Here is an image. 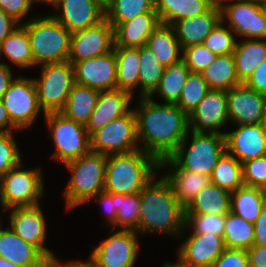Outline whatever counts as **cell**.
Returning a JSON list of instances; mask_svg holds the SVG:
<instances>
[{"instance_id":"cell-1","label":"cell","mask_w":266,"mask_h":267,"mask_svg":"<svg viewBox=\"0 0 266 267\" xmlns=\"http://www.w3.org/2000/svg\"><path fill=\"white\" fill-rule=\"evenodd\" d=\"M137 98L138 106L133 111L139 148L158 161L170 157L190 131L188 115L176 104Z\"/></svg>"},{"instance_id":"cell-2","label":"cell","mask_w":266,"mask_h":267,"mask_svg":"<svg viewBox=\"0 0 266 267\" xmlns=\"http://www.w3.org/2000/svg\"><path fill=\"white\" fill-rule=\"evenodd\" d=\"M140 203V221L135 229L139 236L159 233L180 238L184 234V207L164 176L159 179L155 176L143 188Z\"/></svg>"},{"instance_id":"cell-3","label":"cell","mask_w":266,"mask_h":267,"mask_svg":"<svg viewBox=\"0 0 266 267\" xmlns=\"http://www.w3.org/2000/svg\"><path fill=\"white\" fill-rule=\"evenodd\" d=\"M159 170V161L141 149L107 155L104 191L122 195L140 193Z\"/></svg>"},{"instance_id":"cell-4","label":"cell","mask_w":266,"mask_h":267,"mask_svg":"<svg viewBox=\"0 0 266 267\" xmlns=\"http://www.w3.org/2000/svg\"><path fill=\"white\" fill-rule=\"evenodd\" d=\"M188 139L191 141L190 145L187 143ZM225 151L224 134L189 131L176 151L159 161V169H186L211 176L218 159Z\"/></svg>"},{"instance_id":"cell-5","label":"cell","mask_w":266,"mask_h":267,"mask_svg":"<svg viewBox=\"0 0 266 267\" xmlns=\"http://www.w3.org/2000/svg\"><path fill=\"white\" fill-rule=\"evenodd\" d=\"M29 19L21 25L29 36L34 67L68 61L71 44L68 29L49 14Z\"/></svg>"},{"instance_id":"cell-6","label":"cell","mask_w":266,"mask_h":267,"mask_svg":"<svg viewBox=\"0 0 266 267\" xmlns=\"http://www.w3.org/2000/svg\"><path fill=\"white\" fill-rule=\"evenodd\" d=\"M107 155L90 151L64 166L71 172L63 192L68 211L87 203L98 193L104 192Z\"/></svg>"},{"instance_id":"cell-7","label":"cell","mask_w":266,"mask_h":267,"mask_svg":"<svg viewBox=\"0 0 266 267\" xmlns=\"http://www.w3.org/2000/svg\"><path fill=\"white\" fill-rule=\"evenodd\" d=\"M21 162L0 178V205L2 210L38 205L44 193L43 172L39 168L24 169Z\"/></svg>"},{"instance_id":"cell-8","label":"cell","mask_w":266,"mask_h":267,"mask_svg":"<svg viewBox=\"0 0 266 267\" xmlns=\"http://www.w3.org/2000/svg\"><path fill=\"white\" fill-rule=\"evenodd\" d=\"M40 66V77L33 78L39 106L43 115L59 113L65 107L75 83L74 66L69 61Z\"/></svg>"},{"instance_id":"cell-9","label":"cell","mask_w":266,"mask_h":267,"mask_svg":"<svg viewBox=\"0 0 266 267\" xmlns=\"http://www.w3.org/2000/svg\"><path fill=\"white\" fill-rule=\"evenodd\" d=\"M42 116L55 147L52 159L64 165L91 151L90 135L84 125L66 118L60 112Z\"/></svg>"},{"instance_id":"cell-10","label":"cell","mask_w":266,"mask_h":267,"mask_svg":"<svg viewBox=\"0 0 266 267\" xmlns=\"http://www.w3.org/2000/svg\"><path fill=\"white\" fill-rule=\"evenodd\" d=\"M221 20L236 37L266 39V5L255 0H230L220 6ZM228 20V21H227Z\"/></svg>"},{"instance_id":"cell-11","label":"cell","mask_w":266,"mask_h":267,"mask_svg":"<svg viewBox=\"0 0 266 267\" xmlns=\"http://www.w3.org/2000/svg\"><path fill=\"white\" fill-rule=\"evenodd\" d=\"M138 144L133 108L90 136L91 151L103 155L131 153L140 149Z\"/></svg>"},{"instance_id":"cell-12","label":"cell","mask_w":266,"mask_h":267,"mask_svg":"<svg viewBox=\"0 0 266 267\" xmlns=\"http://www.w3.org/2000/svg\"><path fill=\"white\" fill-rule=\"evenodd\" d=\"M11 122L19 129L30 128L41 110L33 78L16 77L1 97Z\"/></svg>"},{"instance_id":"cell-13","label":"cell","mask_w":266,"mask_h":267,"mask_svg":"<svg viewBox=\"0 0 266 267\" xmlns=\"http://www.w3.org/2000/svg\"><path fill=\"white\" fill-rule=\"evenodd\" d=\"M135 230L116 231L91 251L89 259L96 267H134L139 249Z\"/></svg>"},{"instance_id":"cell-14","label":"cell","mask_w":266,"mask_h":267,"mask_svg":"<svg viewBox=\"0 0 266 267\" xmlns=\"http://www.w3.org/2000/svg\"><path fill=\"white\" fill-rule=\"evenodd\" d=\"M41 205L13 207L6 211L9 215V226L25 242L36 246L51 262L54 260L53 253L45 245L47 223Z\"/></svg>"},{"instance_id":"cell-15","label":"cell","mask_w":266,"mask_h":267,"mask_svg":"<svg viewBox=\"0 0 266 267\" xmlns=\"http://www.w3.org/2000/svg\"><path fill=\"white\" fill-rule=\"evenodd\" d=\"M115 45L114 28L104 19L99 24L71 34L68 61L76 62L109 53Z\"/></svg>"},{"instance_id":"cell-16","label":"cell","mask_w":266,"mask_h":267,"mask_svg":"<svg viewBox=\"0 0 266 267\" xmlns=\"http://www.w3.org/2000/svg\"><path fill=\"white\" fill-rule=\"evenodd\" d=\"M188 117L190 131L225 134L221 130L229 122L226 91L210 90Z\"/></svg>"},{"instance_id":"cell-17","label":"cell","mask_w":266,"mask_h":267,"mask_svg":"<svg viewBox=\"0 0 266 267\" xmlns=\"http://www.w3.org/2000/svg\"><path fill=\"white\" fill-rule=\"evenodd\" d=\"M73 66L75 83L99 91L116 89L117 60L114 50L76 62Z\"/></svg>"},{"instance_id":"cell-18","label":"cell","mask_w":266,"mask_h":267,"mask_svg":"<svg viewBox=\"0 0 266 267\" xmlns=\"http://www.w3.org/2000/svg\"><path fill=\"white\" fill-rule=\"evenodd\" d=\"M50 14L72 34L93 27L105 19V9L95 0H59Z\"/></svg>"},{"instance_id":"cell-19","label":"cell","mask_w":266,"mask_h":267,"mask_svg":"<svg viewBox=\"0 0 266 267\" xmlns=\"http://www.w3.org/2000/svg\"><path fill=\"white\" fill-rule=\"evenodd\" d=\"M228 118L233 125L258 124L261 122L266 96L247 87L244 83L226 91Z\"/></svg>"},{"instance_id":"cell-20","label":"cell","mask_w":266,"mask_h":267,"mask_svg":"<svg viewBox=\"0 0 266 267\" xmlns=\"http://www.w3.org/2000/svg\"><path fill=\"white\" fill-rule=\"evenodd\" d=\"M236 126V130L224 134L226 152L241 164L265 156L266 131L260 123Z\"/></svg>"},{"instance_id":"cell-21","label":"cell","mask_w":266,"mask_h":267,"mask_svg":"<svg viewBox=\"0 0 266 267\" xmlns=\"http://www.w3.org/2000/svg\"><path fill=\"white\" fill-rule=\"evenodd\" d=\"M225 249L223 236L190 233L179 246L176 257L187 265L212 267Z\"/></svg>"},{"instance_id":"cell-22","label":"cell","mask_w":266,"mask_h":267,"mask_svg":"<svg viewBox=\"0 0 266 267\" xmlns=\"http://www.w3.org/2000/svg\"><path fill=\"white\" fill-rule=\"evenodd\" d=\"M0 256L20 267H50L51 261L10 228H0Z\"/></svg>"},{"instance_id":"cell-23","label":"cell","mask_w":266,"mask_h":267,"mask_svg":"<svg viewBox=\"0 0 266 267\" xmlns=\"http://www.w3.org/2000/svg\"><path fill=\"white\" fill-rule=\"evenodd\" d=\"M133 96L123 90L113 89L100 91L97 104L85 128L91 136L97 130L106 126L110 121L127 114Z\"/></svg>"},{"instance_id":"cell-24","label":"cell","mask_w":266,"mask_h":267,"mask_svg":"<svg viewBox=\"0 0 266 267\" xmlns=\"http://www.w3.org/2000/svg\"><path fill=\"white\" fill-rule=\"evenodd\" d=\"M220 21V6L213 5L207 12L175 21L171 26L183 49L191 45L203 44L205 38Z\"/></svg>"},{"instance_id":"cell-25","label":"cell","mask_w":266,"mask_h":267,"mask_svg":"<svg viewBox=\"0 0 266 267\" xmlns=\"http://www.w3.org/2000/svg\"><path fill=\"white\" fill-rule=\"evenodd\" d=\"M160 24L157 12L139 14L114 29L115 45L124 48L146 46L147 39Z\"/></svg>"},{"instance_id":"cell-26","label":"cell","mask_w":266,"mask_h":267,"mask_svg":"<svg viewBox=\"0 0 266 267\" xmlns=\"http://www.w3.org/2000/svg\"><path fill=\"white\" fill-rule=\"evenodd\" d=\"M164 178L172 187L173 193L185 208L191 200L206 186L212 183L211 176L186 169L166 170Z\"/></svg>"},{"instance_id":"cell-27","label":"cell","mask_w":266,"mask_h":267,"mask_svg":"<svg viewBox=\"0 0 266 267\" xmlns=\"http://www.w3.org/2000/svg\"><path fill=\"white\" fill-rule=\"evenodd\" d=\"M146 46L165 67L182 60L183 49L171 25L160 23L147 39Z\"/></svg>"},{"instance_id":"cell-28","label":"cell","mask_w":266,"mask_h":267,"mask_svg":"<svg viewBox=\"0 0 266 267\" xmlns=\"http://www.w3.org/2000/svg\"><path fill=\"white\" fill-rule=\"evenodd\" d=\"M231 192L211 183L184 208V214L226 215L230 212Z\"/></svg>"},{"instance_id":"cell-29","label":"cell","mask_w":266,"mask_h":267,"mask_svg":"<svg viewBox=\"0 0 266 267\" xmlns=\"http://www.w3.org/2000/svg\"><path fill=\"white\" fill-rule=\"evenodd\" d=\"M233 56L237 77L241 83H245L266 58V39L237 41Z\"/></svg>"},{"instance_id":"cell-30","label":"cell","mask_w":266,"mask_h":267,"mask_svg":"<svg viewBox=\"0 0 266 267\" xmlns=\"http://www.w3.org/2000/svg\"><path fill=\"white\" fill-rule=\"evenodd\" d=\"M100 91L74 83L67 102L60 112L66 118L86 126L97 104Z\"/></svg>"},{"instance_id":"cell-31","label":"cell","mask_w":266,"mask_h":267,"mask_svg":"<svg viewBox=\"0 0 266 267\" xmlns=\"http://www.w3.org/2000/svg\"><path fill=\"white\" fill-rule=\"evenodd\" d=\"M213 6L211 0H155L160 23L172 25L175 21L198 16Z\"/></svg>"},{"instance_id":"cell-32","label":"cell","mask_w":266,"mask_h":267,"mask_svg":"<svg viewBox=\"0 0 266 267\" xmlns=\"http://www.w3.org/2000/svg\"><path fill=\"white\" fill-rule=\"evenodd\" d=\"M117 60L116 89L129 92L139 86L140 56L139 48L114 46Z\"/></svg>"},{"instance_id":"cell-33","label":"cell","mask_w":266,"mask_h":267,"mask_svg":"<svg viewBox=\"0 0 266 267\" xmlns=\"http://www.w3.org/2000/svg\"><path fill=\"white\" fill-rule=\"evenodd\" d=\"M201 74L210 90L228 91L242 84L236 74L233 53L218 55Z\"/></svg>"},{"instance_id":"cell-34","label":"cell","mask_w":266,"mask_h":267,"mask_svg":"<svg viewBox=\"0 0 266 267\" xmlns=\"http://www.w3.org/2000/svg\"><path fill=\"white\" fill-rule=\"evenodd\" d=\"M2 56L18 68L34 67L29 36L22 25L0 43V62Z\"/></svg>"},{"instance_id":"cell-35","label":"cell","mask_w":266,"mask_h":267,"mask_svg":"<svg viewBox=\"0 0 266 267\" xmlns=\"http://www.w3.org/2000/svg\"><path fill=\"white\" fill-rule=\"evenodd\" d=\"M266 204L258 187L242 186L231 192L230 211L254 224Z\"/></svg>"},{"instance_id":"cell-36","label":"cell","mask_w":266,"mask_h":267,"mask_svg":"<svg viewBox=\"0 0 266 267\" xmlns=\"http://www.w3.org/2000/svg\"><path fill=\"white\" fill-rule=\"evenodd\" d=\"M190 72L183 60L166 67L158 87L149 97L158 94L165 103L176 104Z\"/></svg>"},{"instance_id":"cell-37","label":"cell","mask_w":266,"mask_h":267,"mask_svg":"<svg viewBox=\"0 0 266 267\" xmlns=\"http://www.w3.org/2000/svg\"><path fill=\"white\" fill-rule=\"evenodd\" d=\"M223 238L226 248L248 250L254 245V224L230 211L225 216Z\"/></svg>"},{"instance_id":"cell-38","label":"cell","mask_w":266,"mask_h":267,"mask_svg":"<svg viewBox=\"0 0 266 267\" xmlns=\"http://www.w3.org/2000/svg\"><path fill=\"white\" fill-rule=\"evenodd\" d=\"M211 180L220 188L233 192L244 186L243 165L225 151L213 169Z\"/></svg>"},{"instance_id":"cell-39","label":"cell","mask_w":266,"mask_h":267,"mask_svg":"<svg viewBox=\"0 0 266 267\" xmlns=\"http://www.w3.org/2000/svg\"><path fill=\"white\" fill-rule=\"evenodd\" d=\"M139 56L141 65L138 97H149L158 87L166 67L158 61L147 46L139 47Z\"/></svg>"},{"instance_id":"cell-40","label":"cell","mask_w":266,"mask_h":267,"mask_svg":"<svg viewBox=\"0 0 266 267\" xmlns=\"http://www.w3.org/2000/svg\"><path fill=\"white\" fill-rule=\"evenodd\" d=\"M146 12H157L155 0H113L105 9V19L115 29L120 23Z\"/></svg>"},{"instance_id":"cell-41","label":"cell","mask_w":266,"mask_h":267,"mask_svg":"<svg viewBox=\"0 0 266 267\" xmlns=\"http://www.w3.org/2000/svg\"><path fill=\"white\" fill-rule=\"evenodd\" d=\"M115 205L116 229L135 230L140 221V193L127 195L115 193Z\"/></svg>"},{"instance_id":"cell-42","label":"cell","mask_w":266,"mask_h":267,"mask_svg":"<svg viewBox=\"0 0 266 267\" xmlns=\"http://www.w3.org/2000/svg\"><path fill=\"white\" fill-rule=\"evenodd\" d=\"M209 91L202 74L190 72L176 105L189 116Z\"/></svg>"},{"instance_id":"cell-43","label":"cell","mask_w":266,"mask_h":267,"mask_svg":"<svg viewBox=\"0 0 266 267\" xmlns=\"http://www.w3.org/2000/svg\"><path fill=\"white\" fill-rule=\"evenodd\" d=\"M185 222L183 233L190 230L196 234H214L224 235V224L226 215H210V214H184Z\"/></svg>"},{"instance_id":"cell-44","label":"cell","mask_w":266,"mask_h":267,"mask_svg":"<svg viewBox=\"0 0 266 267\" xmlns=\"http://www.w3.org/2000/svg\"><path fill=\"white\" fill-rule=\"evenodd\" d=\"M236 42L234 32L221 20L205 38L203 44L216 55H223L234 53Z\"/></svg>"},{"instance_id":"cell-45","label":"cell","mask_w":266,"mask_h":267,"mask_svg":"<svg viewBox=\"0 0 266 267\" xmlns=\"http://www.w3.org/2000/svg\"><path fill=\"white\" fill-rule=\"evenodd\" d=\"M17 143L13 132H0V178L22 162Z\"/></svg>"},{"instance_id":"cell-46","label":"cell","mask_w":266,"mask_h":267,"mask_svg":"<svg viewBox=\"0 0 266 267\" xmlns=\"http://www.w3.org/2000/svg\"><path fill=\"white\" fill-rule=\"evenodd\" d=\"M217 56L204 44H195L183 48L182 60L191 72L202 73Z\"/></svg>"},{"instance_id":"cell-47","label":"cell","mask_w":266,"mask_h":267,"mask_svg":"<svg viewBox=\"0 0 266 267\" xmlns=\"http://www.w3.org/2000/svg\"><path fill=\"white\" fill-rule=\"evenodd\" d=\"M242 165L244 185L260 188L266 180V155L248 160Z\"/></svg>"},{"instance_id":"cell-48","label":"cell","mask_w":266,"mask_h":267,"mask_svg":"<svg viewBox=\"0 0 266 267\" xmlns=\"http://www.w3.org/2000/svg\"><path fill=\"white\" fill-rule=\"evenodd\" d=\"M212 267H249L247 250L226 248Z\"/></svg>"},{"instance_id":"cell-49","label":"cell","mask_w":266,"mask_h":267,"mask_svg":"<svg viewBox=\"0 0 266 267\" xmlns=\"http://www.w3.org/2000/svg\"><path fill=\"white\" fill-rule=\"evenodd\" d=\"M32 6L31 0H0V9L20 24L28 16Z\"/></svg>"},{"instance_id":"cell-50","label":"cell","mask_w":266,"mask_h":267,"mask_svg":"<svg viewBox=\"0 0 266 267\" xmlns=\"http://www.w3.org/2000/svg\"><path fill=\"white\" fill-rule=\"evenodd\" d=\"M94 201L95 203L99 202L104 206V214H107V220L106 222H103L105 225L111 226L112 233L116 229V217H117V209L115 205V193H107V192H101L92 197L87 203Z\"/></svg>"},{"instance_id":"cell-51","label":"cell","mask_w":266,"mask_h":267,"mask_svg":"<svg viewBox=\"0 0 266 267\" xmlns=\"http://www.w3.org/2000/svg\"><path fill=\"white\" fill-rule=\"evenodd\" d=\"M247 87L266 96V58L244 83Z\"/></svg>"},{"instance_id":"cell-52","label":"cell","mask_w":266,"mask_h":267,"mask_svg":"<svg viewBox=\"0 0 266 267\" xmlns=\"http://www.w3.org/2000/svg\"><path fill=\"white\" fill-rule=\"evenodd\" d=\"M254 245L266 246V204L254 222Z\"/></svg>"},{"instance_id":"cell-53","label":"cell","mask_w":266,"mask_h":267,"mask_svg":"<svg viewBox=\"0 0 266 267\" xmlns=\"http://www.w3.org/2000/svg\"><path fill=\"white\" fill-rule=\"evenodd\" d=\"M249 267H266V246L253 245L247 250Z\"/></svg>"},{"instance_id":"cell-54","label":"cell","mask_w":266,"mask_h":267,"mask_svg":"<svg viewBox=\"0 0 266 267\" xmlns=\"http://www.w3.org/2000/svg\"><path fill=\"white\" fill-rule=\"evenodd\" d=\"M19 25L21 24L18 21L0 9V43Z\"/></svg>"},{"instance_id":"cell-55","label":"cell","mask_w":266,"mask_h":267,"mask_svg":"<svg viewBox=\"0 0 266 267\" xmlns=\"http://www.w3.org/2000/svg\"><path fill=\"white\" fill-rule=\"evenodd\" d=\"M11 68L8 63L0 62V98L15 79Z\"/></svg>"},{"instance_id":"cell-56","label":"cell","mask_w":266,"mask_h":267,"mask_svg":"<svg viewBox=\"0 0 266 267\" xmlns=\"http://www.w3.org/2000/svg\"><path fill=\"white\" fill-rule=\"evenodd\" d=\"M19 129L11 122L8 111L0 98V132H16Z\"/></svg>"},{"instance_id":"cell-57","label":"cell","mask_w":266,"mask_h":267,"mask_svg":"<svg viewBox=\"0 0 266 267\" xmlns=\"http://www.w3.org/2000/svg\"><path fill=\"white\" fill-rule=\"evenodd\" d=\"M87 260V261H86ZM85 261H65L64 263L60 261L57 257L51 262L52 267H96V265L88 258Z\"/></svg>"},{"instance_id":"cell-58","label":"cell","mask_w":266,"mask_h":267,"mask_svg":"<svg viewBox=\"0 0 266 267\" xmlns=\"http://www.w3.org/2000/svg\"><path fill=\"white\" fill-rule=\"evenodd\" d=\"M162 267H196V266H191L183 263L179 258H177V261L172 263V262H165Z\"/></svg>"},{"instance_id":"cell-59","label":"cell","mask_w":266,"mask_h":267,"mask_svg":"<svg viewBox=\"0 0 266 267\" xmlns=\"http://www.w3.org/2000/svg\"><path fill=\"white\" fill-rule=\"evenodd\" d=\"M46 3V5H50L52 6L53 8L58 4L59 0H31V3L32 5L35 4V3Z\"/></svg>"},{"instance_id":"cell-60","label":"cell","mask_w":266,"mask_h":267,"mask_svg":"<svg viewBox=\"0 0 266 267\" xmlns=\"http://www.w3.org/2000/svg\"><path fill=\"white\" fill-rule=\"evenodd\" d=\"M0 267H20V266L13 264V263L7 261L6 259H3L0 256Z\"/></svg>"},{"instance_id":"cell-61","label":"cell","mask_w":266,"mask_h":267,"mask_svg":"<svg viewBox=\"0 0 266 267\" xmlns=\"http://www.w3.org/2000/svg\"><path fill=\"white\" fill-rule=\"evenodd\" d=\"M98 2L104 9H106L113 0H95Z\"/></svg>"},{"instance_id":"cell-62","label":"cell","mask_w":266,"mask_h":267,"mask_svg":"<svg viewBox=\"0 0 266 267\" xmlns=\"http://www.w3.org/2000/svg\"><path fill=\"white\" fill-rule=\"evenodd\" d=\"M260 125H261V126L265 129V131H266V104H265V108H264V111H263V115H262V118H261Z\"/></svg>"},{"instance_id":"cell-63","label":"cell","mask_w":266,"mask_h":267,"mask_svg":"<svg viewBox=\"0 0 266 267\" xmlns=\"http://www.w3.org/2000/svg\"><path fill=\"white\" fill-rule=\"evenodd\" d=\"M230 1V0H211L212 4L215 6H221L223 3Z\"/></svg>"},{"instance_id":"cell-64","label":"cell","mask_w":266,"mask_h":267,"mask_svg":"<svg viewBox=\"0 0 266 267\" xmlns=\"http://www.w3.org/2000/svg\"><path fill=\"white\" fill-rule=\"evenodd\" d=\"M260 191L262 192V194L265 196L266 198V180L265 182L261 185L260 187Z\"/></svg>"},{"instance_id":"cell-65","label":"cell","mask_w":266,"mask_h":267,"mask_svg":"<svg viewBox=\"0 0 266 267\" xmlns=\"http://www.w3.org/2000/svg\"><path fill=\"white\" fill-rule=\"evenodd\" d=\"M255 1L260 2V3H263V4L266 5V0H255Z\"/></svg>"}]
</instances>
